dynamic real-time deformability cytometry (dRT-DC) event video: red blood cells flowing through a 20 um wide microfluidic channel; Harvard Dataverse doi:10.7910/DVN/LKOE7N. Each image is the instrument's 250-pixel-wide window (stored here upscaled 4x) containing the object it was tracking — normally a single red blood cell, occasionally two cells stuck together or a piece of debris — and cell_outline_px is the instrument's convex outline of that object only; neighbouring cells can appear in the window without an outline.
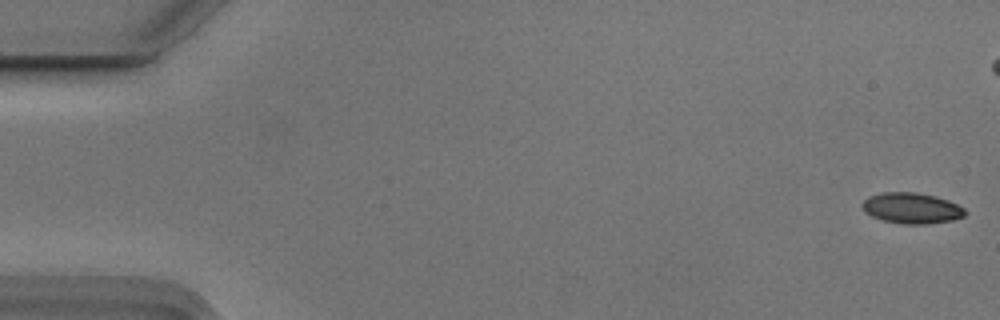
{"species": "Egyptian fruit bat (a non-hibernating species)", "species_latin": "Rousettus aegyptiacus", "temperature_condition": "cold", "stored_images_in_passage": 56, "camera_frame_rate_fps": 3000, "um_per_image_px": 0.085, "animal": {"sex": "male"}, "frame": {"image": 1, "passage_image": 1, "time_ms": 0.0, "image_size_px": [1000, 320], "cell_outline_px": [[968, 212], [964, 216], [952, 220], [928, 224], [904, 224], [884, 220], [872, 216], [860, 204], [868, 196], [884, 192], [916, 192], [936, 196], [948, 200], [964, 208]], "centroid_in_image_um": [77.52, 17.68], "position_along_channel_um": 7.5, "area_um2": 18.38}}
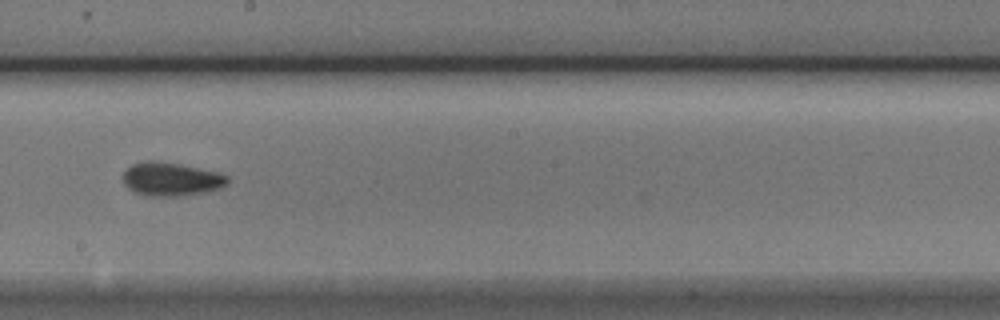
{"frame": {"image": 2, "passage_image": 31, "time_ms": 10.0, "image_size_px": [1000, 320], "cell_outline_px": [[228, 184], [220, 188], [208, 192], [176, 196], [148, 196], [132, 192], [124, 184], [124, 172], [132, 164], [148, 160], [152, 160], [180, 164], [220, 172], [228, 176]], "centroid_in_image_um": [14.57, 15.23], "position_along_channel_um": 233.6, "area_um2": 20.58}}
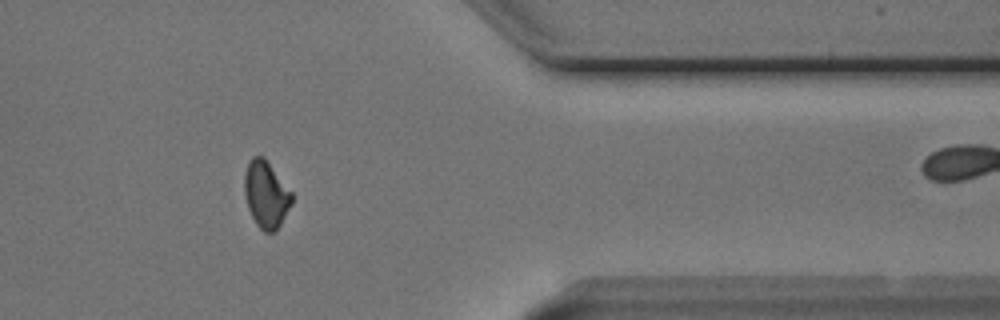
{"frame": {"image": 3, "passage_image": 45, "time_ms": 14.667, "image_size_px": [1000, 320], "cell_outline_px": [[292, 204], [276, 232], [264, 232], [256, 224], [248, 208], [244, 192], [244, 176], [248, 160], [252, 156], [264, 156], [292, 192]], "centroid_in_image_um": [22.61, 16.52], "position_along_channel_um": 388.8, "area_um2": 18.61}, "authors_computed_cell_mechanics": {"area_um2": 18.8428, "velocity_mm_per_s": 3.7295, "shape_relaxation_time_tau1_ms": 3.378, "shape_relaxation_time_tau2_ms": 3.5571, "deformation_change_tau1": 0.1069, "deformation_change_tau2": 0.0772}}